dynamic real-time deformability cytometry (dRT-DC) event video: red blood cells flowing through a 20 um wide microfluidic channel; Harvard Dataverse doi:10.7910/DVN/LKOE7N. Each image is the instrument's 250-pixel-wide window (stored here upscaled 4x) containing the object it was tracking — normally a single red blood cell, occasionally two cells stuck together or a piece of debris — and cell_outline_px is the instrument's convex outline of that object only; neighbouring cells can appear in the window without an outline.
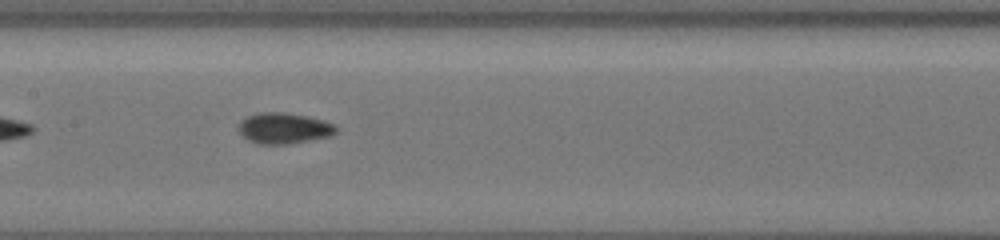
{"species": "common noctule bat (a hibernating species)", "species_latin": "Nyctalus noctula", "temperature_condition": "cold", "stored_images_in_passage": 35, "camera_frame_rate_fps": 3000, "um_per_image_px": 0.085, "animal": {"sex": "female", "body_mass_g": 19.5, "forearm_length_mm": 54.1}, "frame": {"image": 1, "passage_image": 11, "time_ms": 3.333, "image_size_px": [1000, 240], "cell_outline_px": [[336, 132], [332, 136], [288, 144], [256, 144], [248, 140], [236, 128], [236, 124], [240, 120], [248, 116], [260, 112], [284, 112], [308, 116], [324, 120], [336, 124]], "centroid_in_image_um": [24.12, 10.89], "position_along_channel_um": 183.3, "area_um2": 17.86}}